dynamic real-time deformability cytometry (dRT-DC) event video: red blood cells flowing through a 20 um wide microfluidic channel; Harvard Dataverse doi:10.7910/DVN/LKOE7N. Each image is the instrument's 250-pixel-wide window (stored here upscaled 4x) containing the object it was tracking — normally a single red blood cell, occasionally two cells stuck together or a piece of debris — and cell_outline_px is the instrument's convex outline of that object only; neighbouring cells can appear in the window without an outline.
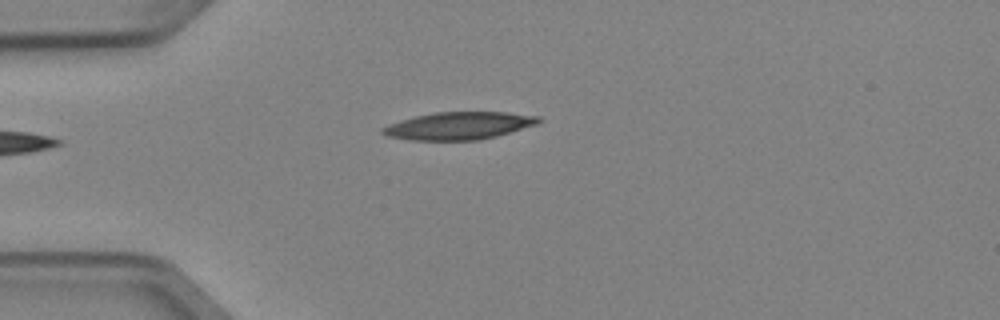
{"species": "Egyptian fruit bat (a non-hibernating species)", "species_latin": "Rousettus aegyptiacus", "temperature_condition": "cold", "stored_images_in_passage": 1, "camera_frame_rate_fps": 3000, "um_per_image_px": 0.085, "animal": {"sex": "female"}, "frame": {"image": 1, "passage_image": 1, "time_ms": 0.0, "image_size_px": [1000, 320], "cell_outline_px": [[544, 120], [536, 124], [496, 136], [480, 140], [412, 140], [388, 136], [380, 132], [380, 128], [388, 124], [416, 116], [436, 112], [504, 112], [540, 116]], "centroid_in_image_um": [39.0, 10.69], "position_along_channel_um": 46.0, "area_um2": 24.91}}